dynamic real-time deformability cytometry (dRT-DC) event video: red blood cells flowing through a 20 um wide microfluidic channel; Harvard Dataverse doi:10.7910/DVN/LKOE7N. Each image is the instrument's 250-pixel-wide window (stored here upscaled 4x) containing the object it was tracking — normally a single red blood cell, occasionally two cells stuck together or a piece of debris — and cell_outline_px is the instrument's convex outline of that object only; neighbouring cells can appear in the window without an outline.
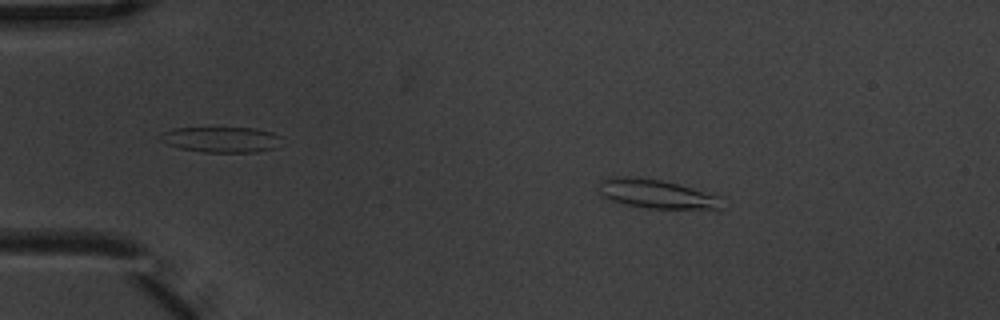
{"species": "common noctule bat (a hibernating species)", "species_latin": "Nyctalus noctula", "temperature_condition": "warm", "stored_images_in_passage": 4, "camera_frame_rate_fps": 3000, "um_per_image_px": 0.085, "animal": {"sex": "male", "body_mass_g": 20.1, "forearm_length_mm": 53.5}, "frame": {"image": 1, "passage_image": 2, "time_ms": 0.333, "image_size_px": [1000, 320], "cell_outline_px": [[724, 208], [716, 212], [648, 208], [628, 204], [612, 200], [600, 196], [600, 180], [612, 176], [628, 176], [660, 180], [676, 184], [720, 196]], "centroid_in_image_um": [55.93, 16.54], "position_along_channel_um": 29.1, "area_um2": 21.39}}
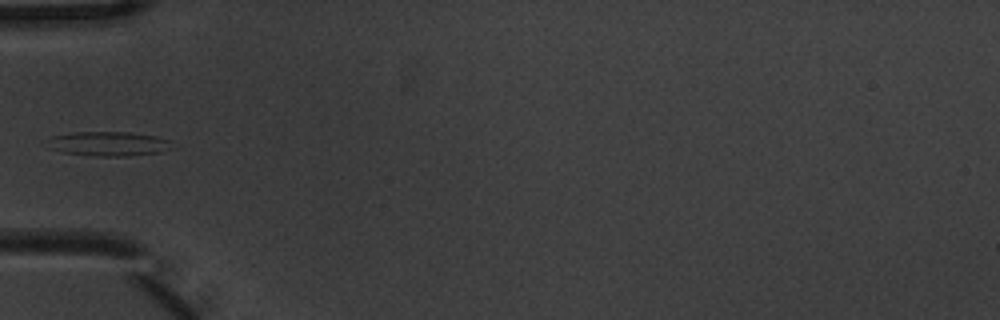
{"frame": {"image": 2, "passage_image": 4, "time_ms": 1.0, "image_size_px": [1000, 320], "cell_outline_px": [[168, 148], [160, 152], [128, 156], [96, 156], [64, 152], [48, 148], [44, 140], [52, 136], [76, 132], [132, 132], [156, 136], [168, 140]], "centroid_in_image_um": [9.12, 12.21], "position_along_channel_um": 75.9, "area_um2": 17.63}}